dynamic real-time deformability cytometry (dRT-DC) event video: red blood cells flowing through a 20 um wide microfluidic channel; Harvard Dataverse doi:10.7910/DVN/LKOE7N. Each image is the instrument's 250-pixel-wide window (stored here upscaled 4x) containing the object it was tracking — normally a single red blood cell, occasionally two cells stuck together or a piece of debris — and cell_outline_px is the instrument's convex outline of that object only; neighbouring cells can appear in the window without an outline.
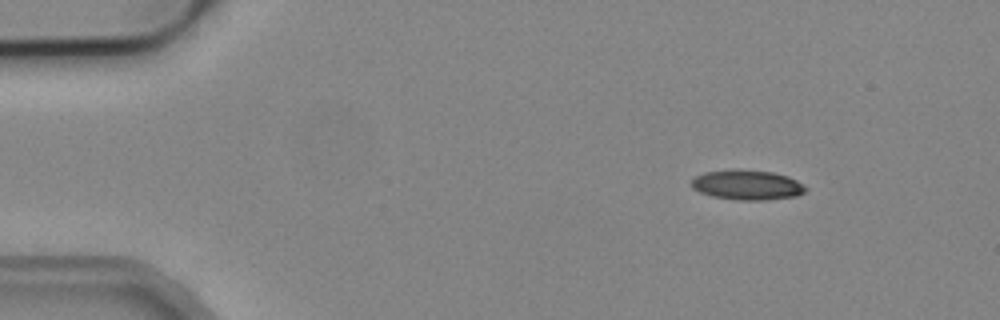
{"species": "common noctule bat (a hibernating species)", "species_latin": "Nyctalus noctula", "temperature_condition": "cold", "stored_images_in_passage": 3, "camera_frame_rate_fps": 3000, "um_per_image_px": 0.085, "animal": {"sex": "male", "body_mass_g": 19.2, "forearm_length_mm": 51.8}, "frame": {"image": 1, "passage_image": 1, "time_ms": 0.0, "image_size_px": [1000, 320], "cell_outline_px": [[808, 188], [804, 192], [796, 196], [764, 200], [740, 200], [712, 196], [700, 192], [692, 188], [688, 184], [696, 176], [704, 172], [772, 172], [788, 176], [796, 180]], "centroid_in_image_um": [63.52, 15.76], "position_along_channel_um": 21.5, "area_um2": 19.07}}